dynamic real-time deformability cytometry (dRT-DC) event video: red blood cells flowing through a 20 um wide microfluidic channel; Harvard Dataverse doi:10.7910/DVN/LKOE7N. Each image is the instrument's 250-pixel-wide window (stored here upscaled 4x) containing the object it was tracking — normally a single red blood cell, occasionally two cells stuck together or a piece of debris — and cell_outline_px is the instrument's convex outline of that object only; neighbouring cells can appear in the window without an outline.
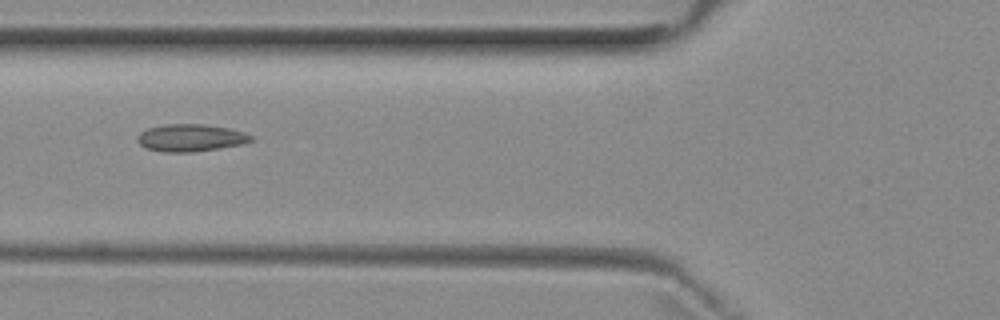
{"species": "common noctule bat (a hibernating species)", "species_latin": "Nyctalus noctula", "temperature_condition": "room temperature", "stored_images_in_passage": 8, "camera_frame_rate_fps": 3000, "um_per_image_px": 0.085, "animal": {"sex": "female", "body_mass_g": 29.2, "forearm_length_mm": 56.3}, "frame": {"image": 1, "passage_image": 6, "time_ms": 6.0, "image_size_px": [1000, 320], "cell_outline_px": [[252, 140], [244, 144], [192, 152], [164, 152], [148, 148], [140, 144], [136, 140], [136, 136], [140, 132], [148, 128], [164, 124], [204, 124], [228, 128], [244, 132], [252, 136]], "centroid_in_image_um": [16.19, 11.71], "position_along_channel_um": 109.6, "area_um2": 18.03}}
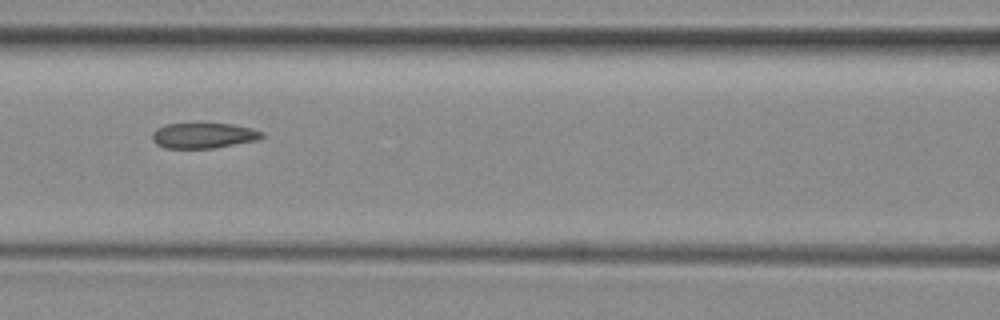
{"frame": {"image": 2, "passage_image": 7, "time_ms": 7.0, "image_size_px": [1000, 320], "cell_outline_px": [[264, 136], [260, 140], [212, 148], [164, 148], [156, 144], [152, 140], [152, 132], [156, 128], [168, 124], [232, 124], [252, 128], [264, 132]], "centroid_in_image_um": [17.32, 11.53], "position_along_channel_um": 149.3, "area_um2": 16.3}}
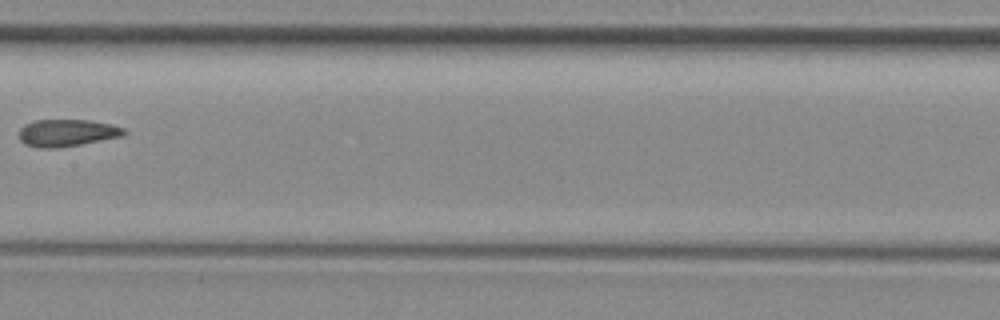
{"frame": {"image": 3, "passage_image": 8, "time_ms": 8.333, "image_size_px": [1000, 320], "cell_outline_px": [[128, 132], [120, 136], [80, 144], [56, 148], [40, 148], [24, 144], [20, 140], [20, 128], [24, 124], [36, 120], [88, 120], [112, 124], [124, 128]], "centroid_in_image_um": [5.67, 11.28], "position_along_channel_um": 201.7, "area_um2": 16.47}}